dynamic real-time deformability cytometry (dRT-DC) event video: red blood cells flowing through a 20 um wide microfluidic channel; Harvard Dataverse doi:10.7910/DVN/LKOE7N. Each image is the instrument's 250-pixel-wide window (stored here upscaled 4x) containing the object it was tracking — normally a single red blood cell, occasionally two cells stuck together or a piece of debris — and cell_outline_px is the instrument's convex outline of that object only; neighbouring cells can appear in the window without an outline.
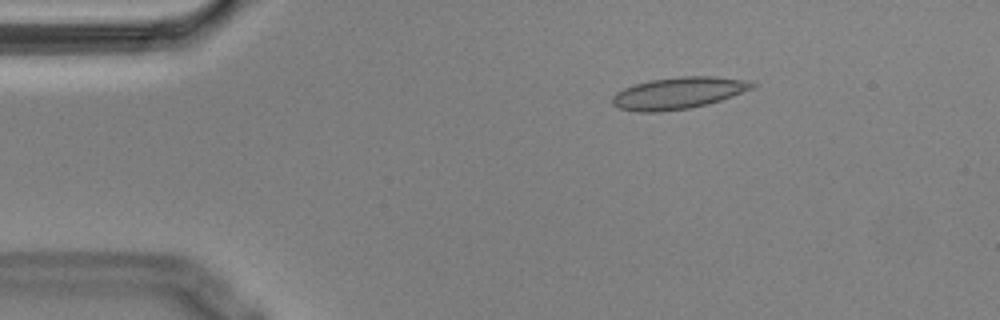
{"species": "Egyptian fruit bat (a non-hibernating species)", "species_latin": "Rousettus aegyptiacus", "temperature_condition": "cold", "stored_images_in_passage": 54, "camera_frame_rate_fps": 3000, "um_per_image_px": 0.085, "animal": {"sex": "male"}, "frame": {"image": 1, "passage_image": 8, "time_ms": 2.333, "image_size_px": [1000, 320], "cell_outline_px": [[760, 84], [756, 88], [708, 104], [688, 108], [656, 112], [636, 112], [620, 108], [612, 104], [612, 96], [616, 92], [624, 88], [636, 84], [652, 80], [680, 76], [712, 76], [748, 80]], "centroid_in_image_um": [57.71, 7.9], "position_along_channel_um": 27.3, "area_um2": 25.95}}
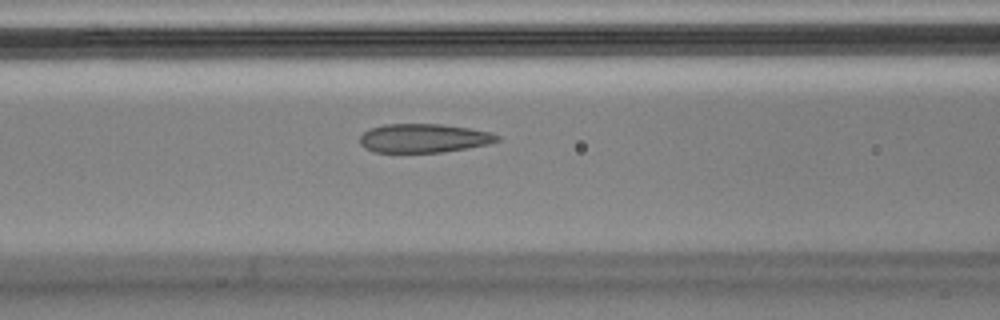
{"frame": {"image": 2, "passage_image": 21, "time_ms": 6.667, "image_size_px": [1000, 320], "cell_outline_px": [[500, 140], [488, 144], [440, 152], [376, 152], [364, 148], [360, 144], [360, 136], [364, 132], [372, 128], [384, 124], [440, 124], [468, 128], [488, 132], [500, 136]], "centroid_in_image_um": [35.99, 11.74], "position_along_channel_um": 130.6, "area_um2": 22.77}}
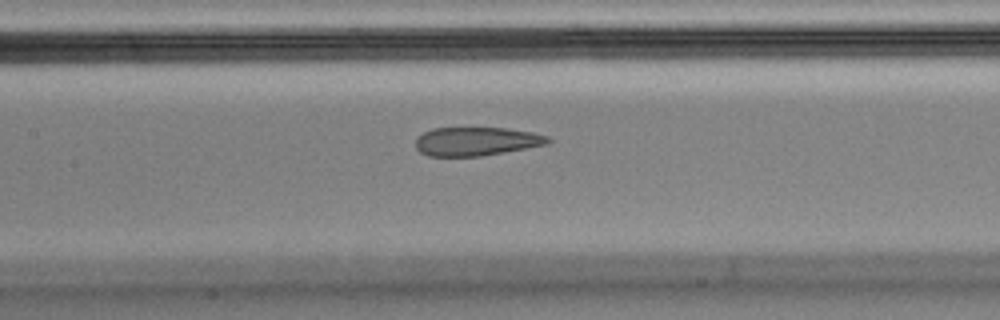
{"frame": {"image": 3, "passage_image": 24, "time_ms": 7.667, "image_size_px": [1000, 320], "cell_outline_px": [[552, 140], [548, 144], [504, 152], [480, 156], [428, 156], [420, 152], [416, 148], [416, 136], [432, 128], [508, 128], [532, 132], [548, 136]], "centroid_in_image_um": [40.48, 12.01], "position_along_channel_um": 166.9, "area_um2": 22.14}, "authors_computed_cell_mechanics": {"area_um2": 25.3453, "velocity_mm_per_s": 3.6183, "shape_relaxation_time_tau1_ms": null, "shape_relaxation_time_tau2_ms": 1.2248, "deformation_change_tau1": null, "deformation_change_tau2": 0.0612}}